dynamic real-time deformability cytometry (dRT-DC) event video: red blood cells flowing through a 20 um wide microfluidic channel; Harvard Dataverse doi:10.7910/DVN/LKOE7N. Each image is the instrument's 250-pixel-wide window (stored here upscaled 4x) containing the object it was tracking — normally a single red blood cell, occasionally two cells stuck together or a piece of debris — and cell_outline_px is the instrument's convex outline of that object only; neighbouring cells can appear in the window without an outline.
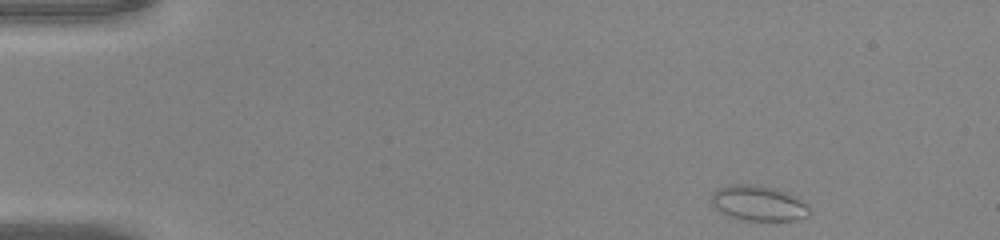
{"species": "common noctule bat (a hibernating species)", "species_latin": "Nyctalus noctula", "temperature_condition": "warm", "stored_images_in_passage": 30, "camera_frame_rate_fps": 3000, "um_per_image_px": 0.085, "animal": {"sex": "male", "body_mass_g": 20.0, "forearm_length_mm": 53.3}, "frame": {"image": 1, "passage_image": 1, "time_ms": 0.0, "image_size_px": [1000, 240], "cell_outline_px": [[808, 216], [796, 220], [744, 220], [720, 212], [712, 204], [712, 192], [720, 188], [732, 184], [752, 184], [776, 188], [800, 196], [808, 204]], "centroid_in_image_um": [64.52, 17.25], "position_along_channel_um": 20.5, "area_um2": 20.23}}
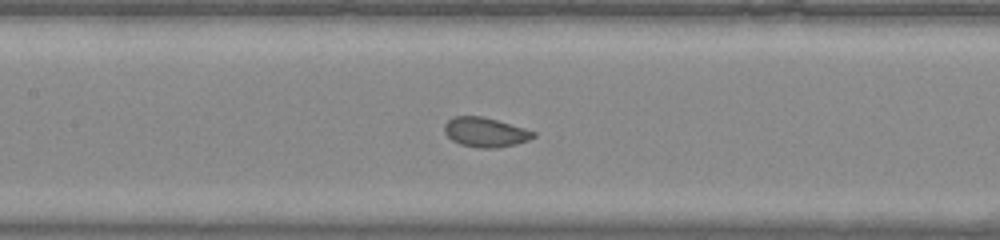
{"frame": {"image": 2, "passage_image": 18, "time_ms": 5.667, "image_size_px": [1000, 240], "cell_outline_px": [[536, 136], [528, 140], [516, 144], [496, 148], [480, 148], [460, 144], [452, 140], [444, 132], [444, 124], [452, 116], [484, 116], [524, 128], [536, 132]], "centroid_in_image_um": [41.24, 11.23], "position_along_channel_um": 166.2, "area_um2": 15.37}}
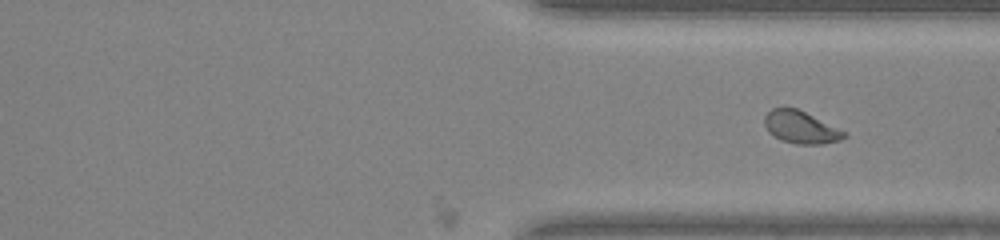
{"frame": {"image": 3, "passage_image": 30, "time_ms": 9.667, "image_size_px": [1000, 240], "cell_outline_px": [[848, 136], [840, 140], [824, 144], [796, 144], [780, 140], [768, 132], [764, 124], [764, 116], [772, 108], [796, 108], [848, 132]], "centroid_in_image_um": [68.08, 10.83], "position_along_channel_um": 343.3, "area_um2": 15.14}}